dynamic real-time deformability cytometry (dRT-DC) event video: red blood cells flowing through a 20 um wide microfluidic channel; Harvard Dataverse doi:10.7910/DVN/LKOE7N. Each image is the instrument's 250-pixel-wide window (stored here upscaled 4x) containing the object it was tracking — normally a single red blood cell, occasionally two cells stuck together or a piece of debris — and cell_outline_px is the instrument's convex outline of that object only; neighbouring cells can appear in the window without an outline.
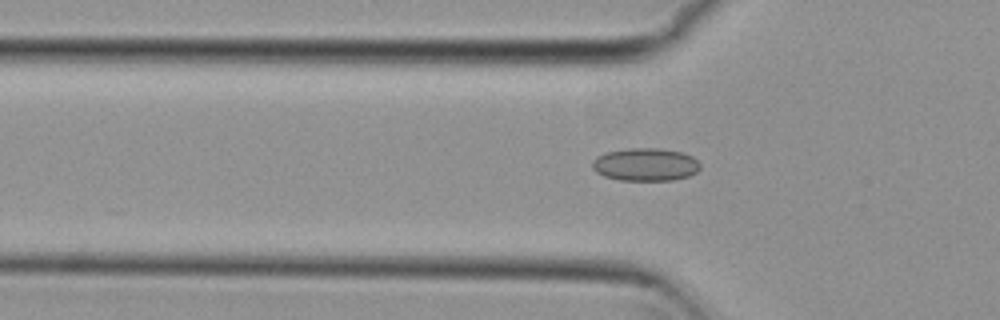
{"species": "common noctule bat (a hibernating species)", "species_latin": "Nyctalus noctula", "temperature_condition": "cold", "stored_images_in_passage": 51, "camera_frame_rate_fps": 3000, "um_per_image_px": 0.085, "animal": {"sex": "female", "body_mass_g": 29.2, "forearm_length_mm": 56.3}, "frame": {"image": 1, "passage_image": 15, "time_ms": 4.667, "image_size_px": [1000, 320], "cell_outline_px": [[700, 168], [696, 172], [688, 176], [672, 180], [620, 180], [604, 176], [596, 172], [592, 168], [592, 160], [596, 156], [604, 152], [628, 148], [660, 148], [684, 152], [692, 156], [700, 164]], "centroid_in_image_um": [54.84, 13.97], "position_along_channel_um": 71.0, "area_um2": 20.87}}
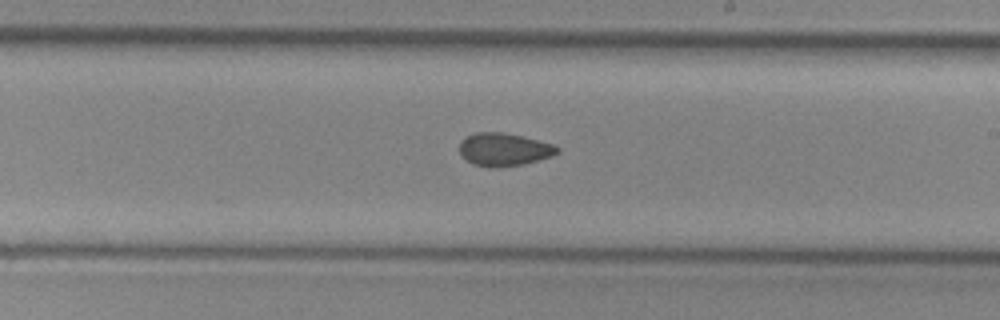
{"frame": {"image": 2, "passage_image": 29, "time_ms": 9.333, "image_size_px": [1000, 320], "cell_outline_px": [[560, 152], [552, 156], [524, 164], [496, 168], [488, 168], [472, 164], [464, 160], [460, 156], [460, 140], [476, 132], [504, 132], [552, 144], [560, 148]], "centroid_in_image_um": [42.8, 12.73], "position_along_channel_um": 246.2, "area_um2": 18.96}}
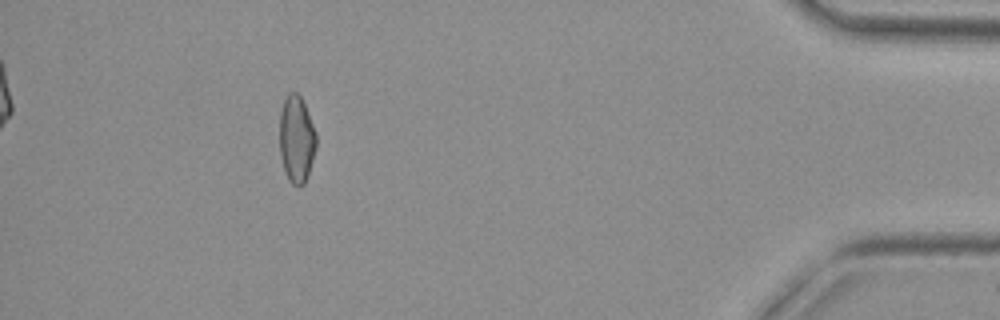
{"frame": {"image": 3, "passage_image": 47, "time_ms": 15.333, "image_size_px": [1000, 320], "cell_outline_px": [[316, 148], [308, 176], [304, 184], [300, 188], [292, 184], [288, 180], [280, 156], [280, 112], [284, 100], [288, 92], [296, 92], [300, 96], [304, 104], [316, 132]], "centroid_in_image_um": [25.2, 11.86], "position_along_channel_um": 410.0, "area_um2": 18.67}}